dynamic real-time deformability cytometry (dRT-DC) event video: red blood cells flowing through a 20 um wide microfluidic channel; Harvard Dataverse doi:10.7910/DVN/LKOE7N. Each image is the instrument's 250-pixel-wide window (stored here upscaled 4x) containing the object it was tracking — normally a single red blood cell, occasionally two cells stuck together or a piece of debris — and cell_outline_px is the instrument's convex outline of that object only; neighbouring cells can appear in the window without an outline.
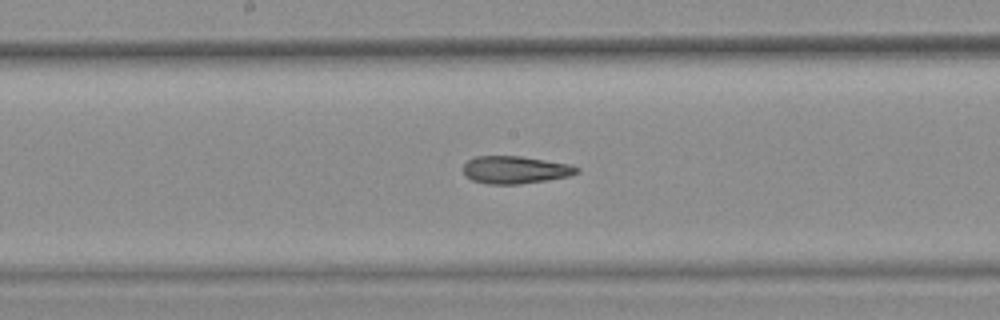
{"species": "common noctule bat (a hibernating species)", "species_latin": "Nyctalus noctula", "temperature_condition": "warm", "stored_images_in_passage": 9, "camera_frame_rate_fps": 3000, "um_per_image_px": 0.085, "animal": {"sex": "female", "body_mass_g": 25.1}, "frame": {"image": 1, "passage_image": 9, "time_ms": 2.667, "image_size_px": [1000, 320], "cell_outline_px": [[580, 172], [568, 176], [520, 184], [488, 184], [472, 180], [464, 176], [464, 164], [468, 160], [476, 156], [520, 156], [568, 164], [580, 168]], "centroid_in_image_um": [43.76, 14.43], "position_along_channel_um": 204.4, "area_um2": 18.09}}